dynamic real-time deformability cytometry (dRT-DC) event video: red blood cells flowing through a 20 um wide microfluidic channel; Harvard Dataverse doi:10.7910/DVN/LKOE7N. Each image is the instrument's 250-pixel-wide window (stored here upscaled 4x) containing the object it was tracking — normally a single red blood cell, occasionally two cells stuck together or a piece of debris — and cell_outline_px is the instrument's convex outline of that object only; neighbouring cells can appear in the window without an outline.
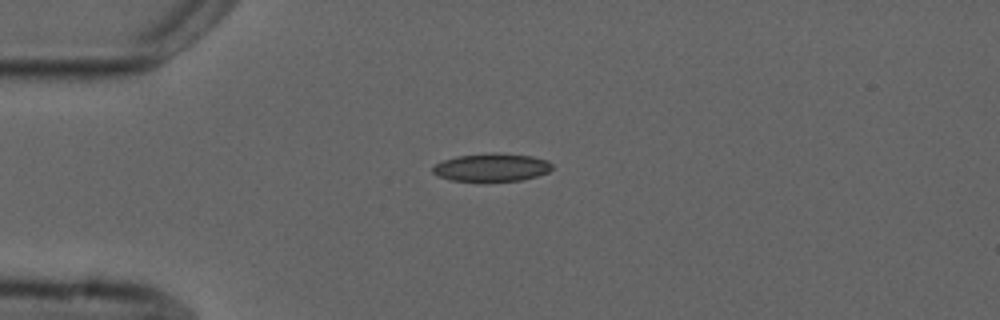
{"species": "common noctule bat (a hibernating species)", "species_latin": "Nyctalus noctula", "temperature_condition": "cold", "stored_images_in_passage": 8, "camera_frame_rate_fps": 3000, "um_per_image_px": 0.085, "animal": {"sex": "male", "forearm_length_mm": 52.5}, "frame": {"image": 1, "passage_image": 1, "time_ms": 0.0, "image_size_px": [1000, 320], "cell_outline_px": [[552, 168], [548, 172], [536, 176], [520, 180], [452, 180], [440, 176], [432, 172], [432, 168], [436, 164], [444, 160], [456, 156], [492, 152], [496, 152], [532, 156], [548, 160], [552, 164]], "centroid_in_image_um": [41.82, 14.2], "position_along_channel_um": 43.2, "area_um2": 19.19}}
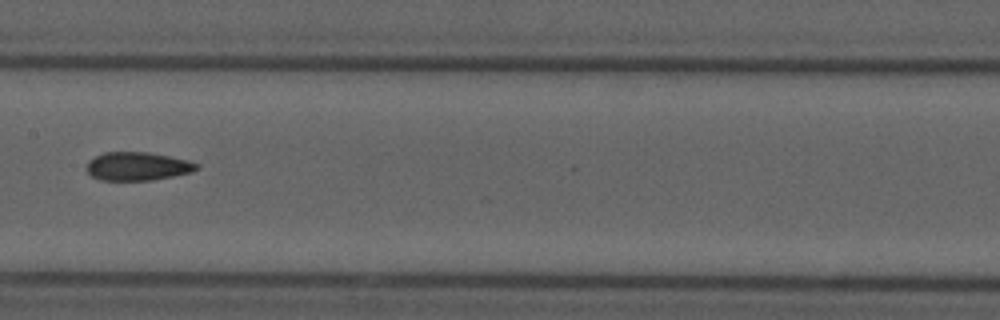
{"frame": {"image": 2, "passage_image": 5, "time_ms": 4.667, "image_size_px": [1000, 320], "cell_outline_px": [[200, 168], [192, 172], [152, 180], [100, 180], [92, 176], [84, 168], [88, 160], [104, 152], [148, 152], [188, 160], [200, 164]], "centroid_in_image_um": [11.68, 14.13], "position_along_channel_um": 195.7, "area_um2": 18.32}}
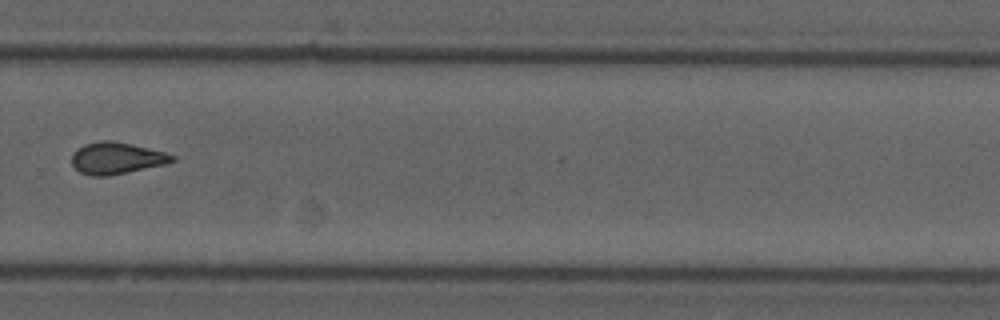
{"frame": {"image": 3, "passage_image": 8, "time_ms": 8.0, "image_size_px": [1000, 320], "cell_outline_px": [[176, 160], [164, 164], [128, 172], [108, 176], [92, 176], [80, 172], [72, 164], [72, 152], [76, 148], [84, 144], [100, 140], [112, 140], [132, 144], [164, 152], [176, 156]], "centroid_in_image_um": [9.87, 13.43], "position_along_channel_um": 319.9, "area_um2": 18.61}}